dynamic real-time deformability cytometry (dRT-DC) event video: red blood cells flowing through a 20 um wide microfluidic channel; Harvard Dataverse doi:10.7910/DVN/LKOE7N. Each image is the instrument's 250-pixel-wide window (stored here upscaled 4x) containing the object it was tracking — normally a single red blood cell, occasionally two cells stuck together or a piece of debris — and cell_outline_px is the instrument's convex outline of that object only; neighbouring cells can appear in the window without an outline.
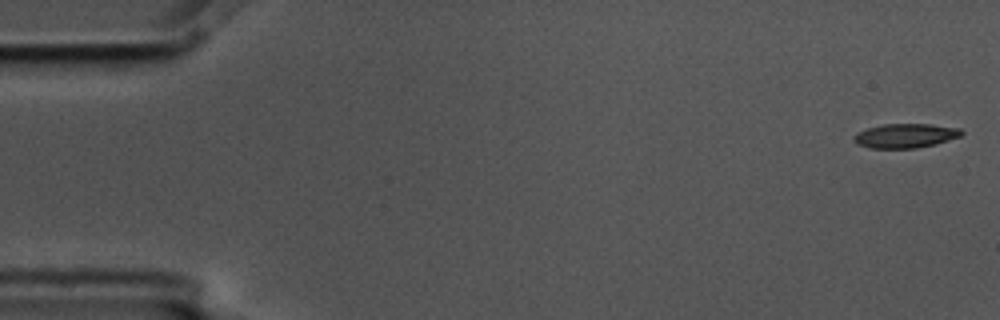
{"species": "common noctule bat (a hibernating species)", "species_latin": "Nyctalus noctula", "temperature_condition": "cold", "stored_images_in_passage": 3, "camera_frame_rate_fps": 3000, "um_per_image_px": 0.085, "animal": {"sex": "male", "body_mass_g": 17.5, "forearm_length_mm": 52.3}, "frame": {"image": 1, "passage_image": 1, "time_ms": 0.0, "image_size_px": [1000, 320], "cell_outline_px": [[964, 132], [960, 136], [936, 144], [916, 148], [868, 148], [856, 144], [852, 140], [852, 136], [856, 132], [868, 128], [884, 124], [932, 124], [960, 128]], "centroid_in_image_um": [76.92, 11.54], "position_along_channel_um": 8.1, "area_um2": 15.37}}